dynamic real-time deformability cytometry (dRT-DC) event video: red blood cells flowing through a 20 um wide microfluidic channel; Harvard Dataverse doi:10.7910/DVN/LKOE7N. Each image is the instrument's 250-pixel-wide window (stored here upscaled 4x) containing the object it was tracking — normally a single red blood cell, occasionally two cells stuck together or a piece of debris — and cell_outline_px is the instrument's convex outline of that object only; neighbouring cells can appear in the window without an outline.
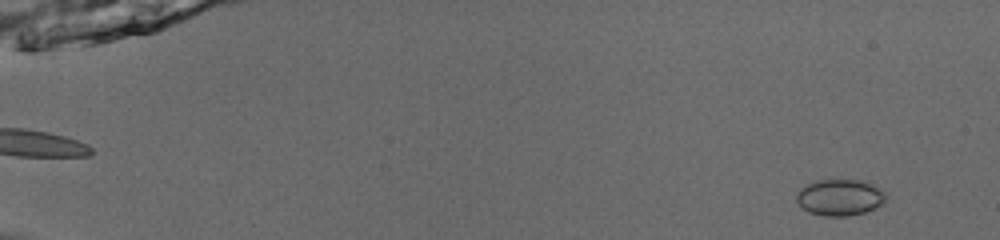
{"species": "common noctule bat (a hibernating species)", "species_latin": "Nyctalus noctula", "temperature_condition": "room temperature", "stored_images_in_passage": 53, "camera_frame_rate_fps": 3000, "um_per_image_px": 0.085, "animal": {"sex": "male", "body_mass_g": 13.0, "forearm_length_mm": 53.1}, "frame": {"image": 1, "passage_image": 4, "time_ms": 1.0, "image_size_px": [1000, 240], "cell_outline_px": [[884, 204], [864, 212], [848, 216], [824, 216], [808, 212], [796, 200], [796, 196], [808, 184], [816, 180], [860, 180], [872, 184], [884, 192]], "centroid_in_image_um": [71.4, 16.79], "position_along_channel_um": 13.6, "area_um2": 18.55}}
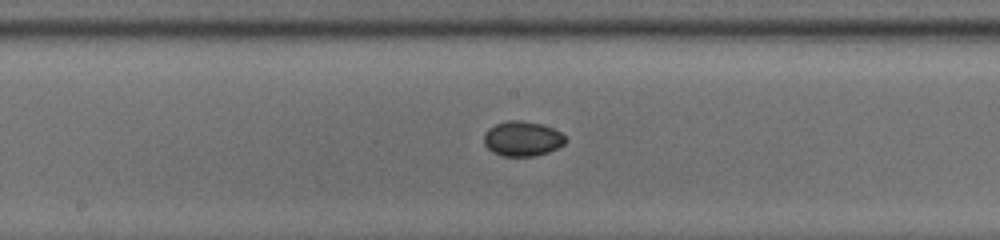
{"frame": {"image": 2, "passage_image": 30, "time_ms": 9.667, "image_size_px": [1000, 240], "cell_outline_px": [[568, 140], [564, 144], [548, 152], [532, 156], [500, 156], [492, 152], [484, 144], [484, 132], [488, 128], [496, 124], [508, 120], [520, 120], [540, 124], [552, 128], [560, 132]], "centroid_in_image_um": [44.38, 11.79], "position_along_channel_um": 203.8, "area_um2": 16.59}}
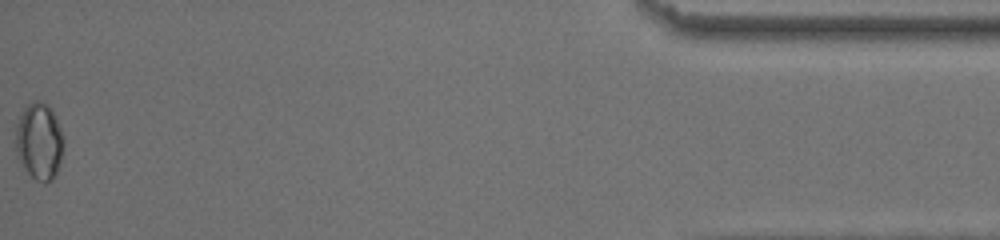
{"frame": {"image": 3, "passage_image": 53, "time_ms": 17.333, "image_size_px": [1000, 240], "cell_outline_px": [[64, 140], [60, 160], [56, 176], [52, 180], [44, 184], [36, 180], [24, 168], [16, 156], [16, 124], [24, 108], [32, 100], [40, 100], [48, 104], [56, 116]], "centroid_in_image_um": [3.33, 12.0], "position_along_channel_um": 431.9, "area_um2": 21.68}, "authors_computed_cell_mechanics": {"area_um2": 16.6464, "velocity_mm_per_s": 3.9523, "shape_relaxation_time_tau1_ms": 3.615, "shape_relaxation_time_tau2_ms": 3.7058, "deformation_change_tau1": 0.0415, "deformation_change_tau2": 0.0283}}